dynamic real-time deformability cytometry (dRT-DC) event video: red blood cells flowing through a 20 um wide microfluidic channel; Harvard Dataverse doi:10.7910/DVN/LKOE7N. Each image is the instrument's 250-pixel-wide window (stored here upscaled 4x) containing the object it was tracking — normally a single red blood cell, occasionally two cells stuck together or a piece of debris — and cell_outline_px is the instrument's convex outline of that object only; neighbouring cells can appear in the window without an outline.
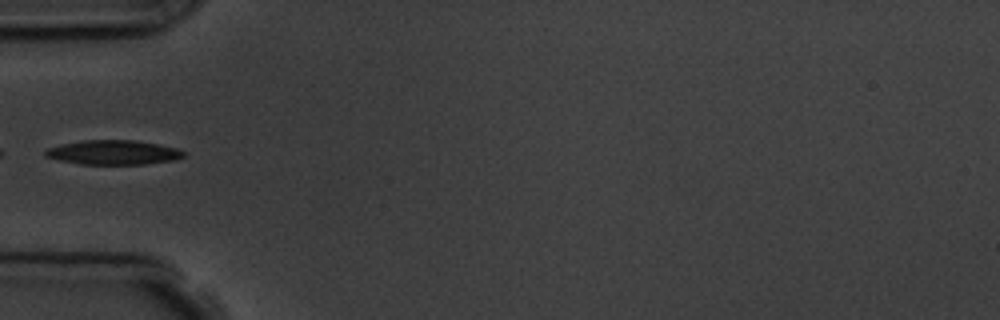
{"species": "common noctule bat (a hibernating species)", "species_latin": "Nyctalus noctula", "temperature_condition": "room temperature", "stored_images_in_passage": 8, "camera_frame_rate_fps": 3000, "um_per_image_px": 0.085, "animal": {"sex": "male", "body_mass_g": 19.5, "forearm_length_mm": 54.6}, "frame": {"image": 1, "passage_image": 4, "time_ms": 4.333, "image_size_px": [1000, 320], "cell_outline_px": [[184, 156], [176, 160], [144, 164], [80, 164], [60, 160], [44, 156], [44, 152], [48, 148], [60, 144], [84, 140], [136, 140], [160, 144], [176, 148], [184, 152]], "centroid_in_image_um": [9.64, 12.95], "position_along_channel_um": 75.4, "area_um2": 19.71}}